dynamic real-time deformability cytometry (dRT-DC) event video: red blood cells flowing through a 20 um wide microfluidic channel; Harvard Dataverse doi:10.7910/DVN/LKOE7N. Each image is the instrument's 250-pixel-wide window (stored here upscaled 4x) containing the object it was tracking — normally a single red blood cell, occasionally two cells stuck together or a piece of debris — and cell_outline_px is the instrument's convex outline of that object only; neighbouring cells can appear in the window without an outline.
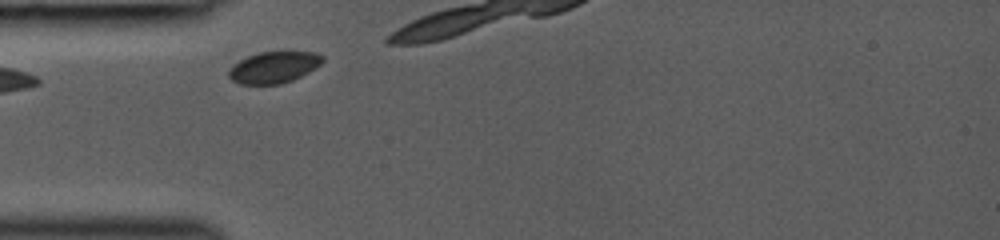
{"species": "common noctule bat (a hibernating species)", "species_latin": "Nyctalus noctula", "temperature_condition": "room temperature", "stored_images_in_passage": 4, "camera_frame_rate_fps": 3000, "um_per_image_px": 0.085, "animal": {"sex": "female", "body_mass_g": 19.0, "forearm_length_mm": 53.3}, "frame": {"image": 1, "passage_image": 1, "time_ms": 0.0, "image_size_px": [1000, 240], "cell_outline_px": [[324, 60], [316, 68], [292, 80], [280, 84], [240, 84], [232, 80], [228, 76], [228, 72], [240, 60], [248, 56], [260, 52], [316, 52], [324, 56]], "centroid_in_image_um": [23.31, 5.72], "position_along_channel_um": 61.7, "area_um2": 16.99}}